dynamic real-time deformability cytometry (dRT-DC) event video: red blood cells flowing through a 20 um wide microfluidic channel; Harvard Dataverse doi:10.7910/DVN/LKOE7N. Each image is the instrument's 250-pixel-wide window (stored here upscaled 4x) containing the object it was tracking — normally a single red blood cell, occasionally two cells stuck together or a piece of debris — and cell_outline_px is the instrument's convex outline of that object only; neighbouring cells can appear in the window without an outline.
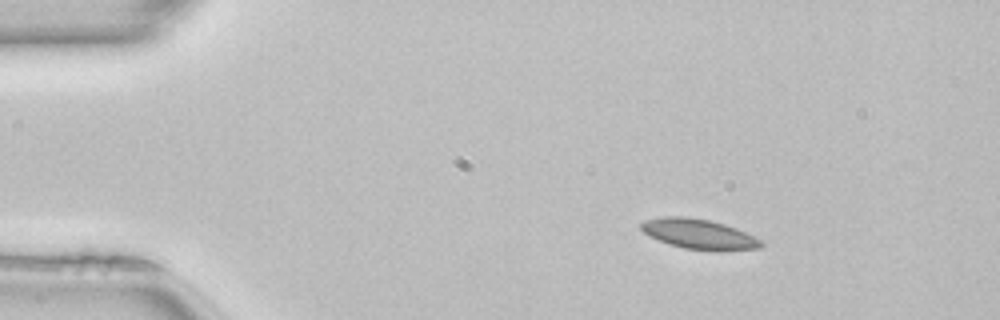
{"species": "common noctule bat (a hibernating species)", "species_latin": "Nyctalus noctula", "temperature_condition": "room temperature", "stored_images_in_passage": 43, "camera_frame_rate_fps": 3000, "um_per_image_px": 0.085, "animal": {"sex": "female", "body_mass_g": 22.7, "forearm_length_mm": 54.2}, "frame": {"image": 1, "passage_image": 1, "time_ms": 0.0, "image_size_px": [1000, 320], "cell_outline_px": [[764, 244], [760, 248], [684, 248], [668, 244], [648, 236], [640, 228], [640, 224], [644, 220], [664, 216], [684, 216], [708, 220], [724, 224], [736, 228], [760, 240]], "centroid_in_image_um": [59.28, 19.84], "position_along_channel_um": 25.7, "area_um2": 20.06}}
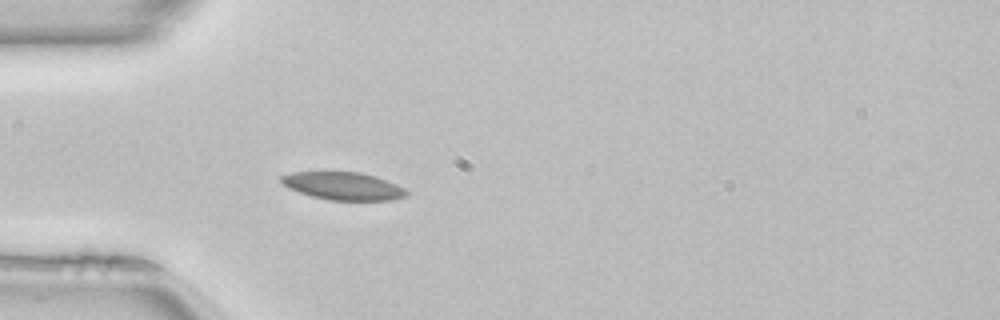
{"frame": {"image": 2, "passage_image": 8, "time_ms": 2.333, "image_size_px": [1000, 320], "cell_outline_px": [[408, 196], [392, 200], [328, 200], [312, 196], [288, 188], [280, 180], [280, 176], [292, 172], [360, 172], [376, 176], [396, 184], [404, 188], [408, 192]], "centroid_in_image_um": [29.19, 15.81], "position_along_channel_um": 55.8, "area_um2": 20.23}, "authors_computed_cell_mechanics": {"area_um2": 19.5942, "velocity_mm_per_s": 4.0661, "shape_relaxation_time_tau1_ms": null, "shape_relaxation_time_tau2_ms": 4.8077, "deformation_change_tau1": null, "deformation_change_tau2": 0.0905}}